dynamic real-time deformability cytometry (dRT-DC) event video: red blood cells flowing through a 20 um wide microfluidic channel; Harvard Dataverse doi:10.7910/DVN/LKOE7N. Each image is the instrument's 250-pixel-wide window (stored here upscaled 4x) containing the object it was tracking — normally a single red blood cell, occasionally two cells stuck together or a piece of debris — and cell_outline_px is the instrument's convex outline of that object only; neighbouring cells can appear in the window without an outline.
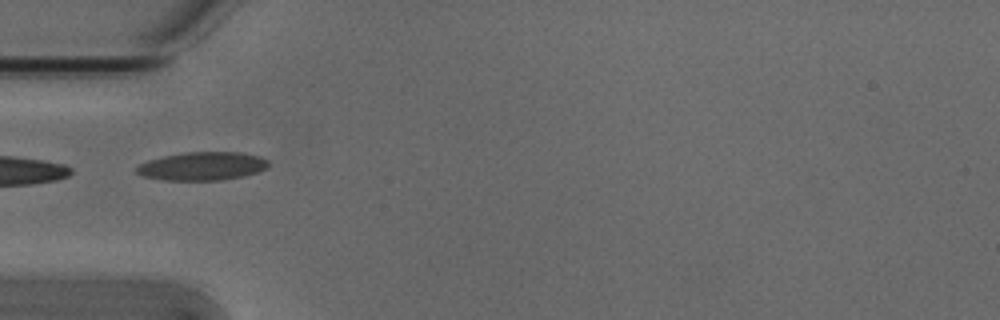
{"species": "Egyptian fruit bat (a non-hibernating species)", "species_latin": "Rousettus aegyptiacus", "temperature_condition": "cold", "stored_images_in_passage": 3, "camera_frame_rate_fps": 3000, "um_per_image_px": 0.085, "animal": {"sex": "male"}, "frame": {"image": 1, "passage_image": 1, "time_ms": 0.0, "image_size_px": [1000, 320], "cell_outline_px": [[268, 168], [260, 172], [244, 176], [220, 180], [164, 180], [144, 176], [136, 172], [136, 168], [140, 164], [148, 160], [164, 156], [184, 152], [240, 152], [260, 156], [268, 160]], "centroid_in_image_um": [17.24, 14.12], "position_along_channel_um": 67.8, "area_um2": 21.85}}
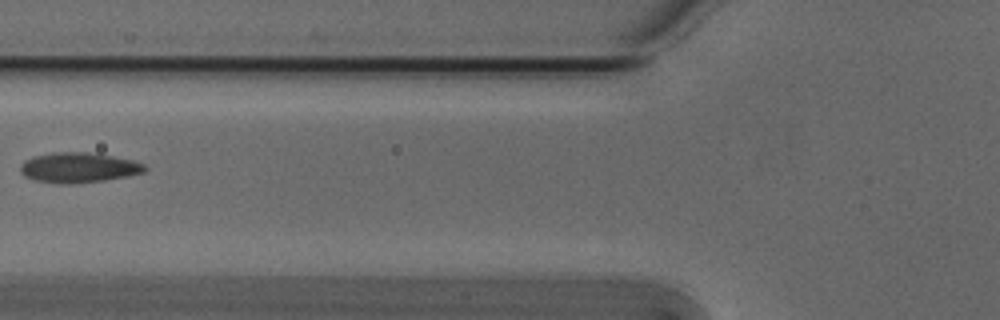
{"frame": {"image": 2, "passage_image": 2, "time_ms": 0.333, "image_size_px": [1000, 320], "cell_outline_px": [[148, 168], [144, 172], [128, 176], [104, 180], [68, 184], [64, 184], [36, 180], [24, 176], [20, 172], [20, 164], [24, 160], [32, 156], [52, 152], [88, 152], [112, 156], [132, 160], [144, 164]], "centroid_in_image_um": [6.65, 14.23], "position_along_channel_um": 119.1, "area_um2": 21.85}}